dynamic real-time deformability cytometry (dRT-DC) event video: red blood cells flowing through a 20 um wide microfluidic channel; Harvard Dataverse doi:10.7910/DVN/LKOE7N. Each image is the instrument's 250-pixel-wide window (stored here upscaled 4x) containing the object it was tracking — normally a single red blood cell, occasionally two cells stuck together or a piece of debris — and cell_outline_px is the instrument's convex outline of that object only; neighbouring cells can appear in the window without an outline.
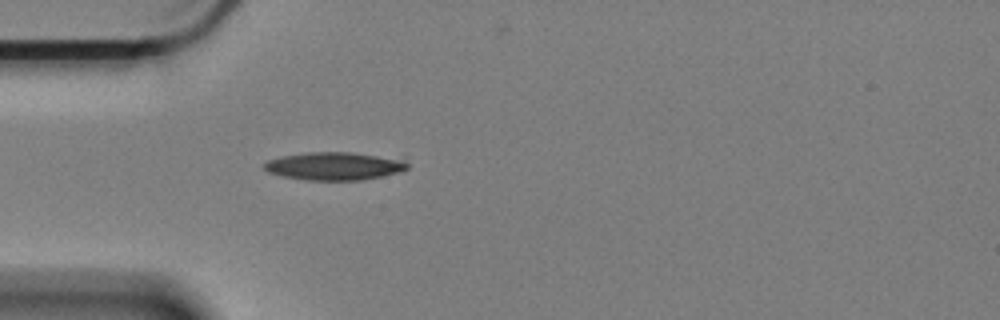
{"species": "Egyptian fruit bat (a non-hibernating species)", "species_latin": "Rousettus aegyptiacus", "temperature_condition": "cold", "stored_images_in_passage": 38, "camera_frame_rate_fps": 3000, "um_per_image_px": 0.085, "animal": {"sex": "female"}, "frame": {"image": 1, "passage_image": 1, "time_ms": 0.0, "image_size_px": [1000, 320], "cell_outline_px": [[408, 168], [400, 172], [360, 180], [308, 180], [284, 176], [268, 172], [264, 168], [264, 164], [268, 160], [284, 156], [308, 152], [352, 152], [404, 160], [408, 164]], "centroid_in_image_um": [28.42, 14.11], "position_along_channel_um": 56.6, "area_um2": 22.95}}
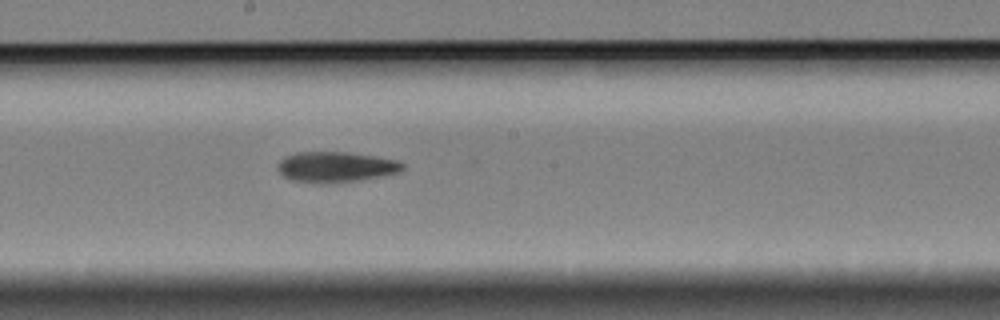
{"frame": {"image": 2, "passage_image": 16, "time_ms": 5.0, "image_size_px": [1000, 320], "cell_outline_px": [[404, 168], [400, 172], [364, 180], [324, 184], [292, 180], [284, 176], [276, 168], [280, 160], [284, 156], [296, 152], [348, 152], [376, 156], [396, 160], [404, 164]], "centroid_in_image_um": [28.55, 14.19], "position_along_channel_um": 219.7, "area_um2": 22.48}}
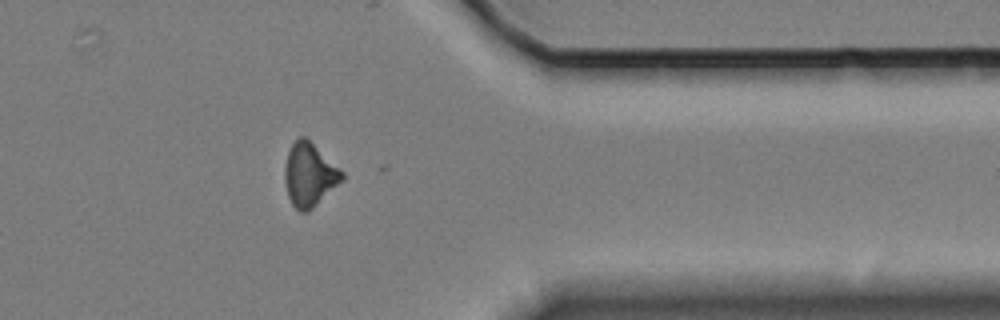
{"frame": {"image": 3, "passage_image": 32, "time_ms": 10.333, "image_size_px": [1000, 320], "cell_outline_px": [[344, 180], [308, 212], [300, 212], [292, 204], [288, 196], [284, 180], [284, 168], [288, 152], [292, 144], [300, 136], [304, 136], [340, 168], [344, 172]], "centroid_in_image_um": [26.3, 14.87], "position_along_channel_um": 385.1, "area_um2": 21.1}}